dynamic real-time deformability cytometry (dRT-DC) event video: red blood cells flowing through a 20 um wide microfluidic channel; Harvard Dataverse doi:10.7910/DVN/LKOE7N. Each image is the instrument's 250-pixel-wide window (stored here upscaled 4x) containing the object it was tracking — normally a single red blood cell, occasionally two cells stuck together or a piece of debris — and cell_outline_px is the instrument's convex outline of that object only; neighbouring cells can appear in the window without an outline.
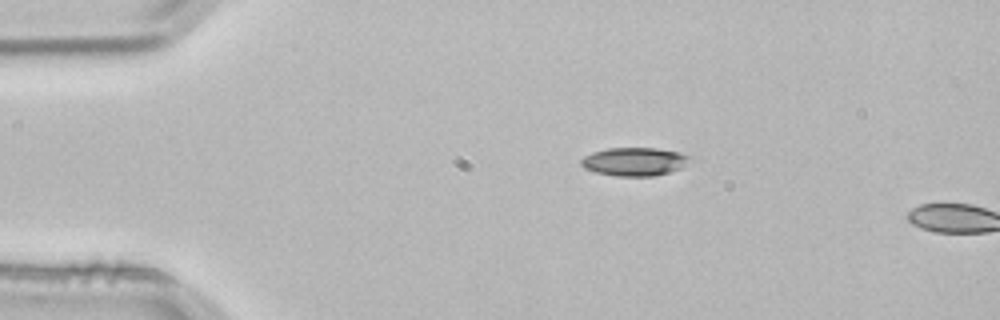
{"species": "common noctule bat (a hibernating species)", "species_latin": "Nyctalus noctula", "temperature_condition": "room temperature", "stored_images_in_passage": 2, "camera_frame_rate_fps": 3000, "um_per_image_px": 0.085, "animal": {"sex": "male", "body_mass_g": 21.5, "forearm_length_mm": 52.0}, "frame": {"image": 1, "passage_image": 1, "time_ms": 0.0, "image_size_px": [1000, 320], "cell_outline_px": [[700, 160], [680, 168], [656, 176], [616, 176], [596, 172], [584, 168], [580, 164], [580, 160], [584, 156], [592, 152], [608, 148], [656, 148], [680, 152], [696, 156]], "centroid_in_image_um": [54.06, 13.73], "position_along_channel_um": 30.9, "area_um2": 18.55}}